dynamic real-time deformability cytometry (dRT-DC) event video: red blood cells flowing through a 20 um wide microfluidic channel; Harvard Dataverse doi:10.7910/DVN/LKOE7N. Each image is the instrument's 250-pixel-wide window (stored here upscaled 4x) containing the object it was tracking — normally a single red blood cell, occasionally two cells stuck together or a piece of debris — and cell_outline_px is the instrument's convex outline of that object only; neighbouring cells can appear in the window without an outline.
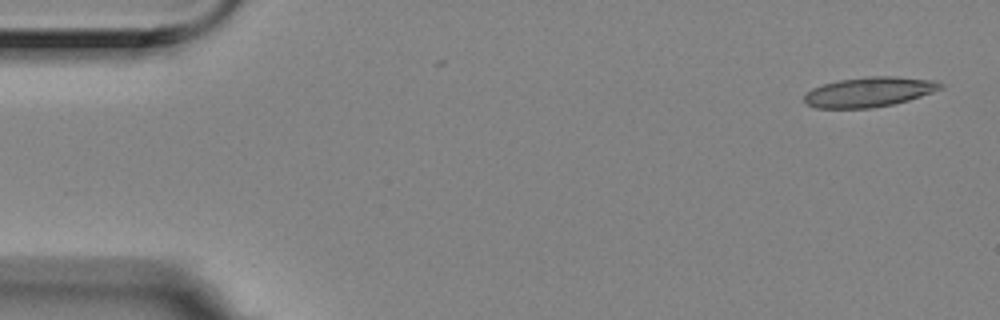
{"species": "Egyptian fruit bat (a non-hibernating species)", "species_latin": "Rousettus aegyptiacus", "temperature_condition": "room temperature", "stored_images_in_passage": 2, "camera_frame_rate_fps": 3000, "um_per_image_px": 0.085, "animal": {"sex": "female"}, "frame": {"image": 1, "passage_image": 2, "time_ms": 0.333, "image_size_px": [1000, 320], "cell_outline_px": [[944, 88], [908, 100], [892, 104], [872, 108], [816, 108], [804, 104], [804, 96], [812, 88], [824, 84], [840, 80], [868, 76], [896, 76], [936, 80], [944, 84]], "centroid_in_image_um": [73.89, 7.81], "position_along_channel_um": 11.1, "area_um2": 23.76}}